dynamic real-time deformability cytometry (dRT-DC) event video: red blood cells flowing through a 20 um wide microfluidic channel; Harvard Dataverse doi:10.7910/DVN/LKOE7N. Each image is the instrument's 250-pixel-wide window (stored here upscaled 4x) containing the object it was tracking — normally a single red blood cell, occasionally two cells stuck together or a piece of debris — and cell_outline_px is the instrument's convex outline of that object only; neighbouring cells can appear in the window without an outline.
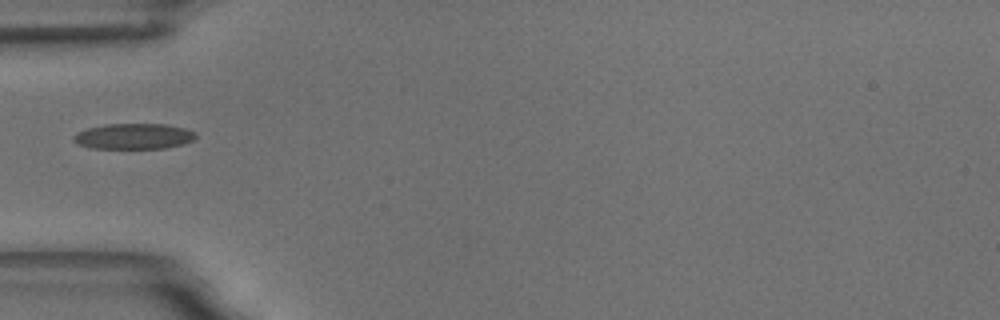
{"species": "common noctule bat (a hibernating species)", "species_latin": "Nyctalus noctula", "temperature_condition": "room temperature", "stored_images_in_passage": 1, "camera_frame_rate_fps": 3000, "um_per_image_px": 0.085, "animal": {"sex": "male", "body_mass_g": 18.8}, "frame": {"image": 1, "passage_image": 1, "time_ms": 0.0, "image_size_px": [1000, 320], "cell_outline_px": [[196, 136], [192, 140], [184, 144], [164, 148], [88, 148], [72, 140], [72, 136], [76, 132], [88, 128], [104, 124], [168, 124], [184, 128], [196, 132]], "centroid_in_image_um": [11.35, 11.58], "position_along_channel_um": 73.6, "area_um2": 18.32}}